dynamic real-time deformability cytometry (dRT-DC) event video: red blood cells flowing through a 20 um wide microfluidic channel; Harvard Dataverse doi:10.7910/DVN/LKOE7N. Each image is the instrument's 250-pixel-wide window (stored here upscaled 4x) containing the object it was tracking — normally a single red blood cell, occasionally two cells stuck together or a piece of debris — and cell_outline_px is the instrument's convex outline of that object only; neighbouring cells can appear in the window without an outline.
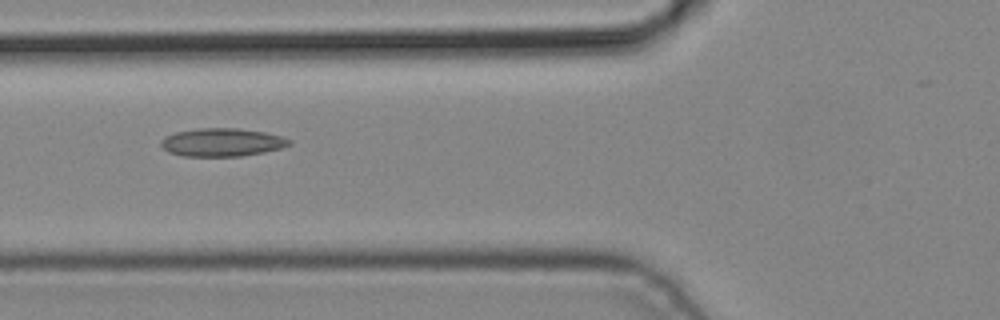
{"species": "common noctule bat (a hibernating species)", "species_latin": "Nyctalus noctula", "temperature_condition": "cold", "stored_images_in_passage": 6, "camera_frame_rate_fps": 3000, "um_per_image_px": 0.085, "animal": {"sex": "male", "body_mass_g": 19.2, "forearm_length_mm": 51.8}, "frame": {"image": 1, "passage_image": 5, "time_ms": 1.333, "image_size_px": [1000, 320], "cell_outline_px": [[292, 144], [280, 148], [264, 152], [240, 156], [184, 156], [168, 152], [160, 144], [160, 140], [164, 136], [176, 132], [196, 128], [240, 128], [264, 132], [280, 136], [292, 140]], "centroid_in_image_um": [18.85, 12.09], "position_along_channel_um": 106.9, "area_um2": 21.1}}